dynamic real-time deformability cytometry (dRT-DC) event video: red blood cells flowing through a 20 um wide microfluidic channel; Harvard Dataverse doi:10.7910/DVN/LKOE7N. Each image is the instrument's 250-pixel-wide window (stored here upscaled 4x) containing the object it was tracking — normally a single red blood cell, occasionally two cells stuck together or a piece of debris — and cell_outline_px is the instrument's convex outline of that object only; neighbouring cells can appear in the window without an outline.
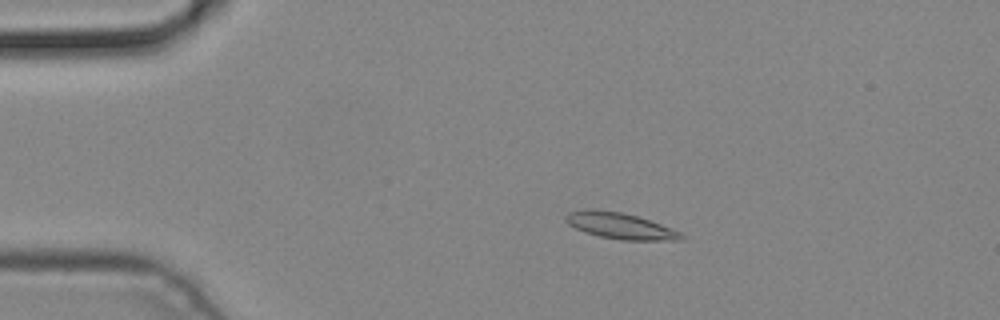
{"species": "common noctule bat (a hibernating species)", "species_latin": "Nyctalus noctula", "temperature_condition": "cold", "stored_images_in_passage": 2, "camera_frame_rate_fps": 3000, "um_per_image_px": 0.085, "animal": {"sex": "male", "body_mass_g": 19.2, "forearm_length_mm": 51.8}, "frame": {"image": 1, "passage_image": 1, "time_ms": 0.0, "image_size_px": [1000, 320], "cell_outline_px": [[688, 236], [684, 240], [620, 240], [600, 236], [584, 232], [568, 224], [564, 220], [564, 216], [568, 212], [588, 208], [592, 208], [620, 212], [636, 216], [672, 228]], "centroid_in_image_um": [52.71, 19.19], "position_along_channel_um": 32.3, "area_um2": 17.74}}